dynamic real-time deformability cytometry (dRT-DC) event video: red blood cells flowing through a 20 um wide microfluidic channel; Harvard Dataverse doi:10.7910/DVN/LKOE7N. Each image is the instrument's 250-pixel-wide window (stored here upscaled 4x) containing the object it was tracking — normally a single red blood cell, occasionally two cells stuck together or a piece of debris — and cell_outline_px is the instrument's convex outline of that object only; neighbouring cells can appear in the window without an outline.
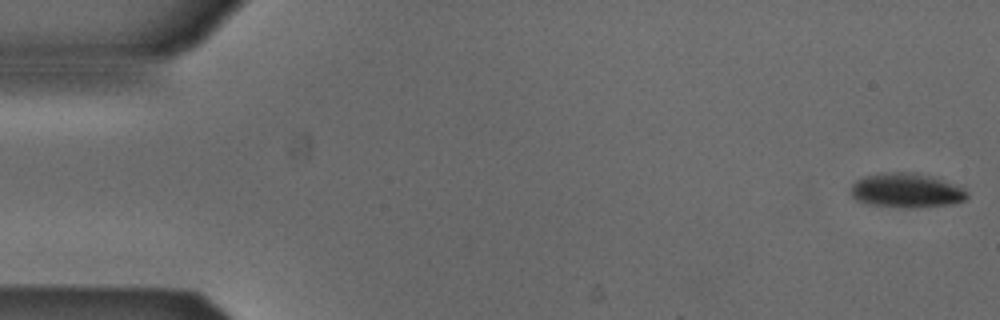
{"species": "Egyptian fruit bat (a non-hibernating species)", "species_latin": "Rousettus aegyptiacus", "temperature_condition": "cold", "stored_images_in_passage": 5, "camera_frame_rate_fps": 3000, "um_per_image_px": 0.085, "animal": {"sex": "male"}, "frame": {"image": 1, "passage_image": 1, "time_ms": 0.0, "image_size_px": [1000, 320], "cell_outline_px": [[968, 196], [964, 200], [952, 204], [912, 208], [900, 208], [868, 204], [856, 200], [852, 196], [852, 184], [856, 180], [864, 176], [880, 172], [916, 172], [932, 176], [964, 188], [968, 192]], "centroid_in_image_um": [77.04, 16.18], "position_along_channel_um": 8.0, "area_um2": 23.58}}